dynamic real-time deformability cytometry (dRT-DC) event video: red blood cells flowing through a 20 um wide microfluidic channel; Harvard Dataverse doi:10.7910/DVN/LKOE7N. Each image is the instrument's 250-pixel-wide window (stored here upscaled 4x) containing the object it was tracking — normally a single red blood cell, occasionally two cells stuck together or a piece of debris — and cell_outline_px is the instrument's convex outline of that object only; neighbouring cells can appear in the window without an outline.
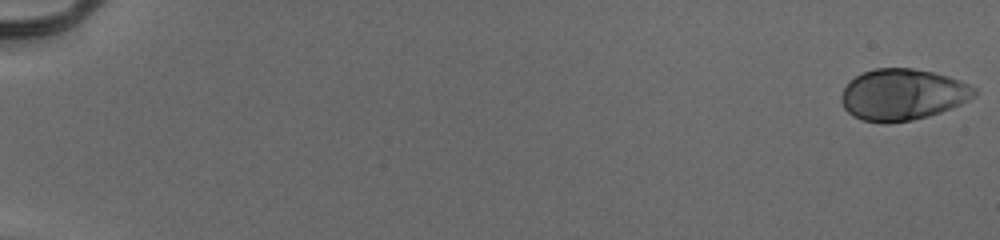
{"species": "human", "species_latin": "Homo sapiens", "temperature_condition": "cold", "stored_images_in_passage": 55, "camera_frame_rate_fps": 3000, "um_per_image_px": 0.085, "donor": {"sex": "male"}, "frame": {"image": 1, "passage_image": 1, "time_ms": 0.0, "image_size_px": [1000, 240], "cell_outline_px": [[976, 96], [960, 104], [940, 112], [928, 116], [912, 120], [888, 124], [884, 124], [864, 120], [852, 116], [844, 108], [840, 100], [840, 96], [848, 80], [860, 72], [876, 68], [912, 68], [932, 72], [948, 76], [960, 80], [976, 88]], "centroid_in_image_um": [76.68, 8.04], "position_along_channel_um": 8.3, "area_um2": 40.17}}
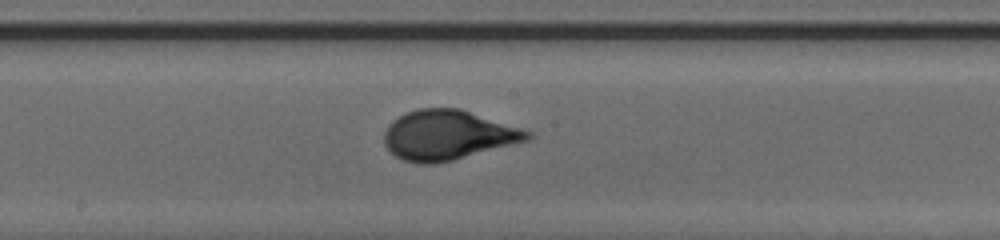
{"frame": {"image": 2, "passage_image": 32, "time_ms": 10.333, "image_size_px": [1000, 240], "cell_outline_px": [[532, 136], [528, 140], [452, 160], [432, 164], [424, 164], [404, 160], [396, 156], [384, 144], [384, 132], [388, 124], [392, 120], [416, 108], [460, 108], [532, 132]], "centroid_in_image_um": [38.04, 11.47], "position_along_channel_um": 210.2, "area_um2": 41.04}}
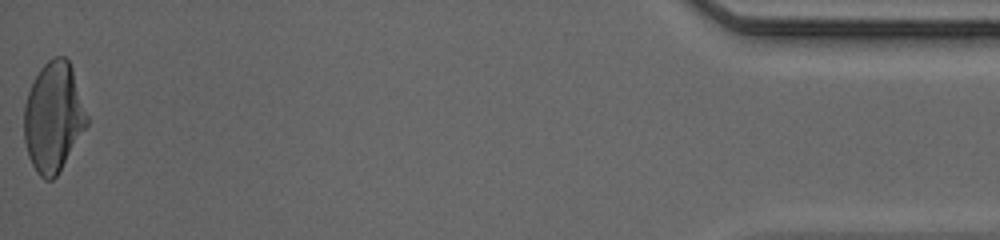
{"frame": {"image": 3, "passage_image": 55, "time_ms": 18.0, "image_size_px": [1000, 240], "cell_outline_px": [[88, 124], [56, 176], [52, 180], [44, 180], [36, 172], [28, 156], [24, 140], [24, 104], [28, 92], [40, 68], [48, 60], [56, 56], [64, 56], [68, 60], [72, 68], [88, 116]], "centroid_in_image_um": [4.53, 9.96], "position_along_channel_um": 430.7, "area_um2": 39.94}, "authors_computed_cell_mechanics": {"area_um2": 39.5352, "velocity_mm_per_s": 3.937, "shape_relaxation_time_tau1_ms": 4.2824, "shape_relaxation_time_tau2_ms": null, "deformation_change_tau1": 0.1931, "deformation_change_tau2": null}}